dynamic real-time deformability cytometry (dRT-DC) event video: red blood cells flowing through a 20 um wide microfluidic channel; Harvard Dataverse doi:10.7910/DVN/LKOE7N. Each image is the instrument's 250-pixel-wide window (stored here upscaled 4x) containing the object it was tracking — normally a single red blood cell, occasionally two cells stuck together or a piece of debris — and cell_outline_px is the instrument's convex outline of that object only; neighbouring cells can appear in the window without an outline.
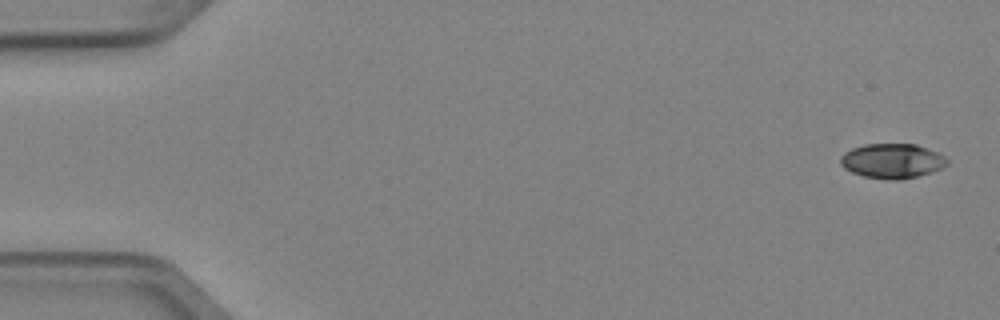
{"species": "Egyptian fruit bat (a non-hibernating species)", "species_latin": "Rousettus aegyptiacus", "temperature_condition": "cold", "stored_images_in_passage": 4, "camera_frame_rate_fps": 3000, "um_per_image_px": 0.085, "animal": {"sex": "female"}, "frame": {"image": 1, "passage_image": 1, "time_ms": 0.0, "image_size_px": [1000, 320], "cell_outline_px": [[948, 164], [932, 172], [900, 180], [888, 180], [864, 176], [852, 172], [844, 168], [840, 164], [840, 156], [844, 152], [852, 148], [864, 144], [916, 144], [936, 152], [944, 156], [948, 160]], "centroid_in_image_um": [75.81, 13.68], "position_along_channel_um": 9.2, "area_um2": 21.56}}